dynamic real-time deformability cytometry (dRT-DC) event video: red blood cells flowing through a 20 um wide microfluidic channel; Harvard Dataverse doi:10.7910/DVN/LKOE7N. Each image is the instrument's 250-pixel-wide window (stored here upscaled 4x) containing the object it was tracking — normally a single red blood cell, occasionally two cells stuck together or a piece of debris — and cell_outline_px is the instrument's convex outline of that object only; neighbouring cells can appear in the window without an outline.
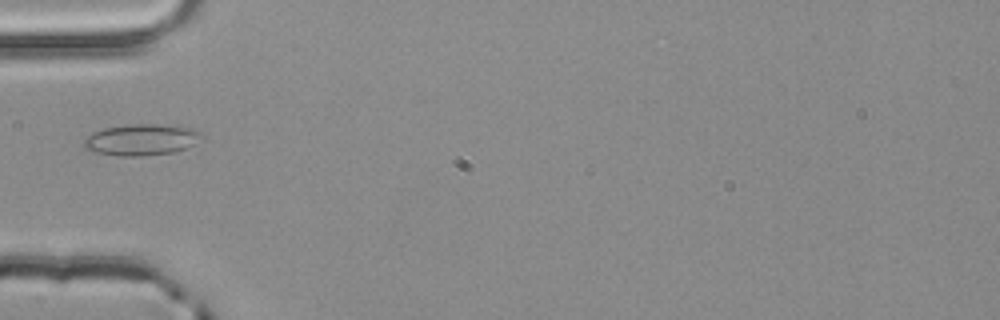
{"species": "common noctule bat (a hibernating species)", "species_latin": "Nyctalus noctula", "temperature_condition": "room temperature", "stored_images_in_passage": 4, "camera_frame_rate_fps": 3000, "um_per_image_px": 0.085, "animal": {"sex": "male", "body_mass_g": 20.4}, "frame": {"image": 1, "passage_image": 4, "time_ms": 1.0, "image_size_px": [1000, 320], "cell_outline_px": [[204, 136], [188, 148], [172, 152], [140, 156], [120, 156], [100, 152], [84, 148], [84, 140], [88, 136], [104, 128], [128, 124], [160, 124], [196, 128]], "centroid_in_image_um": [12.08, 11.86], "position_along_channel_um": 72.9, "area_um2": 21.33}}